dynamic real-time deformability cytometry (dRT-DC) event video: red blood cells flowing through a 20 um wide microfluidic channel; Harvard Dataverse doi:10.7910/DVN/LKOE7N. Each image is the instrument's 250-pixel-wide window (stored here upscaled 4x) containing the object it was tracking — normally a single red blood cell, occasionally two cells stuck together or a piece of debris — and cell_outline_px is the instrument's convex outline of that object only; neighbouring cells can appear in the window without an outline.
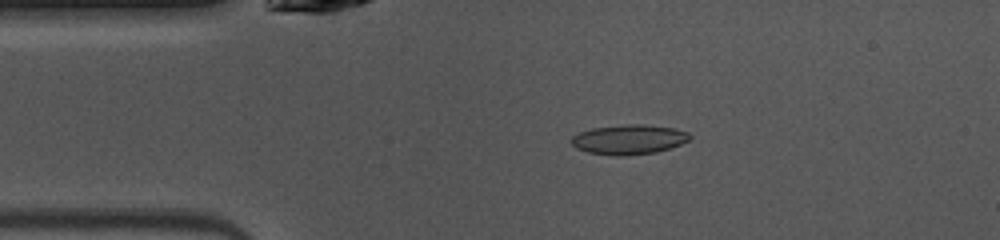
{"species": "common noctule bat (a hibernating species)", "species_latin": "Nyctalus noctula", "temperature_condition": "warm", "stored_images_in_passage": 43, "camera_frame_rate_fps": 3000, "um_per_image_px": 0.085, "animal": {"sex": "female", "body_mass_g": 10.0, "forearm_length_mm": 53.1}, "frame": {"image": 1, "passage_image": 4, "time_ms": 1.0, "image_size_px": [1000, 240], "cell_outline_px": [[692, 136], [688, 140], [680, 144], [656, 152], [624, 156], [616, 156], [588, 152], [576, 148], [572, 144], [572, 136], [580, 132], [592, 128], [624, 124], [644, 124], [672, 128], [688, 132]], "centroid_in_image_um": [53.44, 11.85], "position_along_channel_um": 31.6, "area_um2": 20.4}}
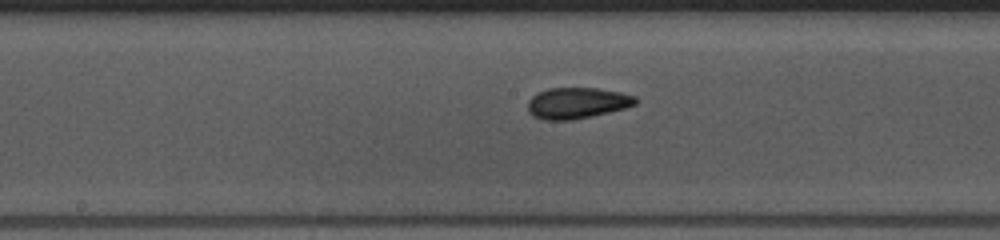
{"frame": {"image": 2, "passage_image": 18, "time_ms": 5.667, "image_size_px": [1000, 240], "cell_outline_px": [[636, 104], [624, 108], [592, 116], [572, 120], [544, 120], [532, 116], [528, 112], [528, 100], [536, 92], [548, 88], [596, 88], [620, 92], [636, 96]], "centroid_in_image_um": [49.0, 8.76], "position_along_channel_um": 199.2, "area_um2": 19.59}}
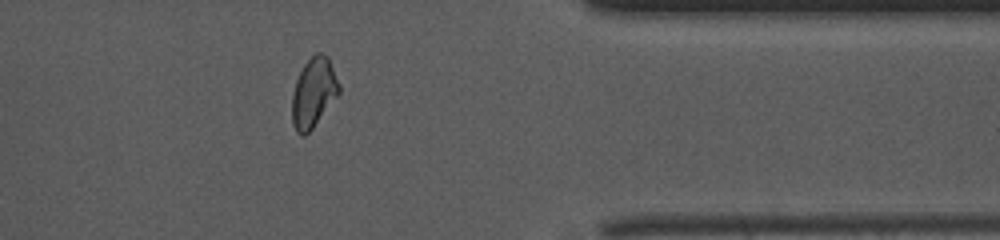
{"frame": {"image": 3, "passage_image": 33, "time_ms": 10.667, "image_size_px": [1000, 240], "cell_outline_px": [[340, 92], [312, 128], [304, 136], [300, 136], [296, 132], [292, 124], [292, 92], [296, 80], [304, 64], [316, 52], [320, 52], [328, 56], [340, 84]], "centroid_in_image_um": [26.64, 7.87], "position_along_channel_um": 384.8, "area_um2": 19.02}, "authors_computed_cell_mechanics": {"area_um2": 19.1896, "velocity_mm_per_s": 4.1025, "shape_relaxation_time_tau1_ms": 10.5946, "shape_relaxation_time_tau2_ms": 1.4026, "deformation_change_tau1": 0.2045, "deformation_change_tau2": 0.0621}}